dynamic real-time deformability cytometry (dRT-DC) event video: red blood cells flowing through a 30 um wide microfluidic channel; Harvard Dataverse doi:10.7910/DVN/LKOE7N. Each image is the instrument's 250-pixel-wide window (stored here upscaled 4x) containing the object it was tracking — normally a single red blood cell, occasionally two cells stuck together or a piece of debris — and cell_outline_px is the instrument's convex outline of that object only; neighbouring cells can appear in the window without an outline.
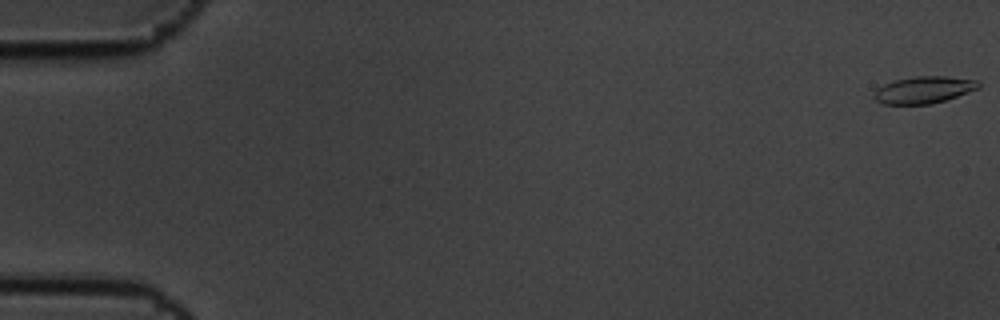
{"species": "common noctule bat (a hibernating species)", "species_latin": "Nyctalus noctula", "temperature_condition": "cold", "stored_images_in_passage": 5, "camera_frame_rate_fps": 3000, "um_per_image_px": 0.085, "animal": {"sex": "male", "body_mass_g": 19.5, "forearm_length_mm": 54.6}, "frame": {"image": 1, "passage_image": 1, "time_ms": 0.0, "image_size_px": [1000, 320], "cell_outline_px": [[980, 88], [944, 100], [928, 104], [880, 104], [872, 96], [876, 88], [884, 84], [896, 80], [916, 76], [944, 76], [980, 80]], "centroid_in_image_um": [78.51, 7.63], "position_along_channel_um": 6.5, "area_um2": 16.42}}